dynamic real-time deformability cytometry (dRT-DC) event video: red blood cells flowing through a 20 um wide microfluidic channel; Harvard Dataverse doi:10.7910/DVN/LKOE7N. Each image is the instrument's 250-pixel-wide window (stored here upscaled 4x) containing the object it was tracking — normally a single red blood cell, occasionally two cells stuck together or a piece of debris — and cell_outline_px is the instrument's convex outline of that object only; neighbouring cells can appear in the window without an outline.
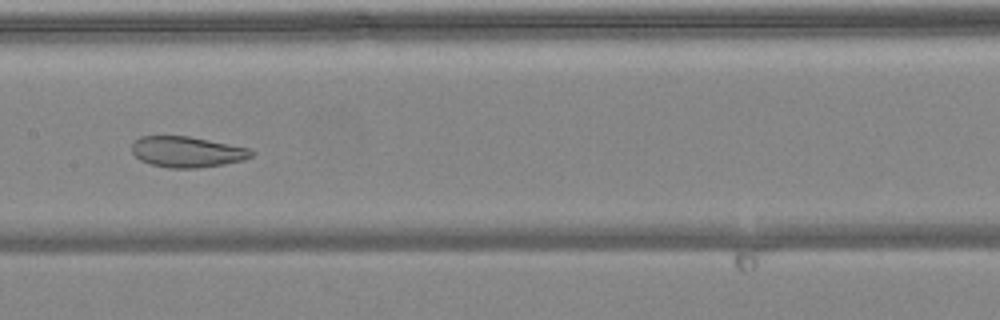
{"species": "common noctule bat (a hibernating species)", "species_latin": "Nyctalus noctula", "temperature_condition": "warm", "stored_images_in_passage": 6, "camera_frame_rate_fps": 3000, "um_per_image_px": 0.085, "animal": {"sex": "female", "body_mass_g": 24.6, "forearm_length_mm": 56.2}, "frame": {"image": 1, "passage_image": 6, "time_ms": 1.667, "image_size_px": [1000, 320], "cell_outline_px": [[256, 152], [252, 156], [244, 160], [224, 164], [196, 168], [168, 168], [152, 164], [140, 160], [132, 152], [132, 144], [140, 136], [188, 136], [248, 148]], "centroid_in_image_um": [15.9, 12.91], "position_along_channel_um": 191.5, "area_um2": 21.33}}